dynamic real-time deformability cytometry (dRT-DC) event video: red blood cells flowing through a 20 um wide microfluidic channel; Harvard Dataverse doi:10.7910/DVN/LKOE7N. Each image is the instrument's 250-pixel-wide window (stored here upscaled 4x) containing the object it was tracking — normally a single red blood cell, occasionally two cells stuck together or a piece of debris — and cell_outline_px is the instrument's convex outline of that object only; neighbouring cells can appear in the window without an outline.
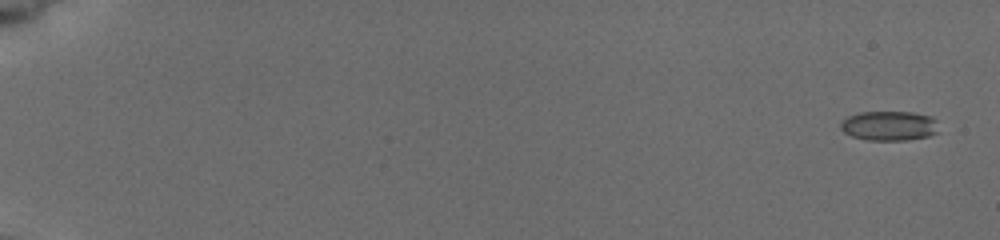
{"species": "common noctule bat (a hibernating species)", "species_latin": "Nyctalus noctula", "temperature_condition": "cold", "stored_images_in_passage": 9, "camera_frame_rate_fps": 3000, "um_per_image_px": 0.085, "animal": {"sex": "female", "body_mass_g": 19.5, "forearm_length_mm": 54.1}, "frame": {"image": 1, "passage_image": 1, "time_ms": 0.0, "image_size_px": [1000, 240], "cell_outline_px": [[936, 132], [928, 136], [904, 140], [868, 140], [852, 136], [844, 132], [840, 128], [840, 120], [848, 116], [860, 112], [912, 112], [932, 116], [936, 120]], "centroid_in_image_um": [75.53, 10.68], "position_along_channel_um": 9.5, "area_um2": 16.88}}
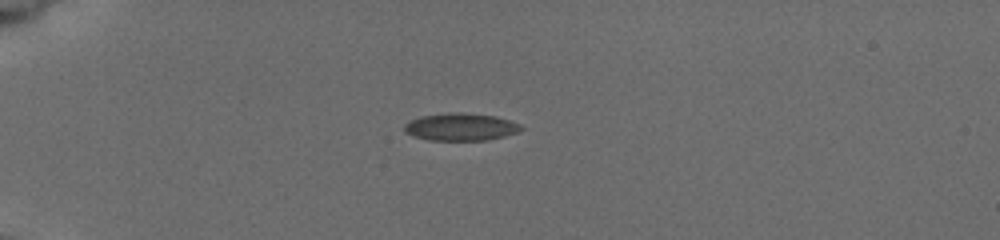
{"frame": {"image": 2, "passage_image": 7, "time_ms": 5.0, "image_size_px": [1000, 240], "cell_outline_px": [[524, 128], [516, 132], [504, 136], [488, 140], [428, 140], [404, 132], [404, 124], [412, 120], [424, 116], [448, 112], [460, 112], [496, 116], [520, 124]], "centroid_in_image_um": [39.17, 10.79], "position_along_channel_um": 45.8, "area_um2": 18.5}}